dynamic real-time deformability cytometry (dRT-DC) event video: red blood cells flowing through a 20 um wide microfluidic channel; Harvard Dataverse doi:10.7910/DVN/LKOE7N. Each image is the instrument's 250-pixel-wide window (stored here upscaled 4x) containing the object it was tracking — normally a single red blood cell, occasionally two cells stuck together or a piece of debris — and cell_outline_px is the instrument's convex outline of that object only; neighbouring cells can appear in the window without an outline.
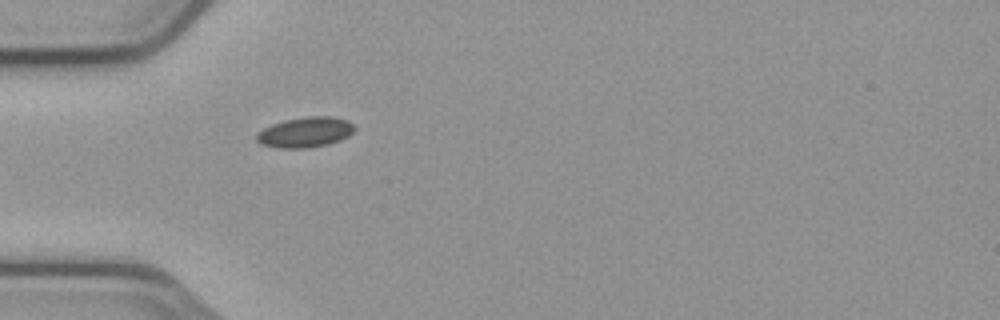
{"species": "common noctule bat (a hibernating species)", "species_latin": "Nyctalus noctula", "temperature_condition": "cold", "stored_images_in_passage": 39, "camera_frame_rate_fps": 3000, "um_per_image_px": 0.085, "animal": {"sex": "male", "body_mass_g": 23.1, "forearm_length_mm": 52.7}, "frame": {"image": 1, "passage_image": 1, "time_ms": 0.0, "image_size_px": [1000, 320], "cell_outline_px": [[356, 128], [348, 136], [340, 140], [328, 144], [308, 148], [280, 148], [260, 144], [256, 140], [256, 132], [272, 124], [284, 120], [308, 116], [332, 116], [348, 120]], "centroid_in_image_um": [25.93, 11.24], "position_along_channel_um": 59.1, "area_um2": 17.4}}
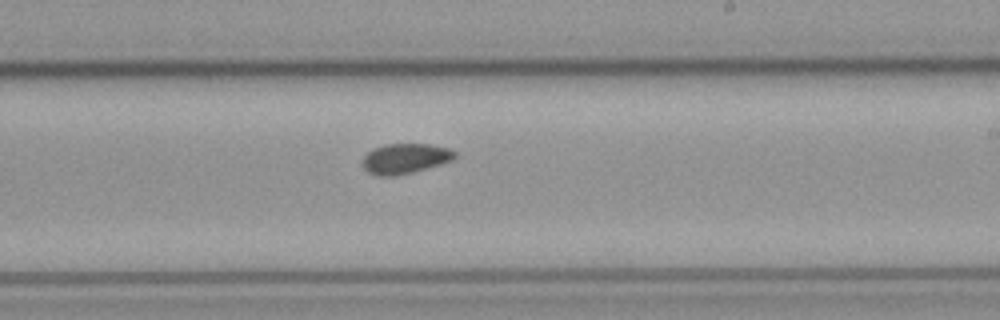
{"frame": {"image": 2, "passage_image": 17, "time_ms": 5.333, "image_size_px": [1000, 320], "cell_outline_px": [[456, 156], [452, 160], [440, 164], [412, 172], [396, 176], [376, 176], [368, 172], [364, 168], [364, 156], [372, 148], [384, 144], [428, 144], [448, 148], [456, 152]], "centroid_in_image_um": [34.42, 13.47], "position_along_channel_um": 254.6, "area_um2": 16.13}}
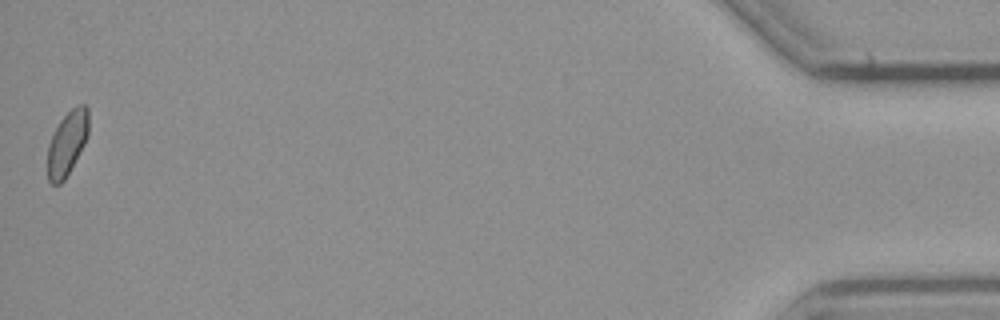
{"frame": {"image": 3, "passage_image": 39, "time_ms": 12.667, "image_size_px": [1000, 320], "cell_outline_px": [[88, 136], [84, 144], [64, 180], [60, 184], [52, 184], [48, 180], [48, 144], [60, 120], [76, 104], [84, 104], [88, 108]], "centroid_in_image_um": [5.71, 12.15], "position_along_channel_um": 429.5, "area_um2": 15.14}, "authors_computed_cell_mechanics": {"area_um2": 16.1262, "velocity_mm_per_s": 3.721, "shape_relaxation_time_tau1_ms": null, "shape_relaxation_time_tau2_ms": 4.0255, "deformation_change_tau1": null, "deformation_change_tau2": 0.0588}}